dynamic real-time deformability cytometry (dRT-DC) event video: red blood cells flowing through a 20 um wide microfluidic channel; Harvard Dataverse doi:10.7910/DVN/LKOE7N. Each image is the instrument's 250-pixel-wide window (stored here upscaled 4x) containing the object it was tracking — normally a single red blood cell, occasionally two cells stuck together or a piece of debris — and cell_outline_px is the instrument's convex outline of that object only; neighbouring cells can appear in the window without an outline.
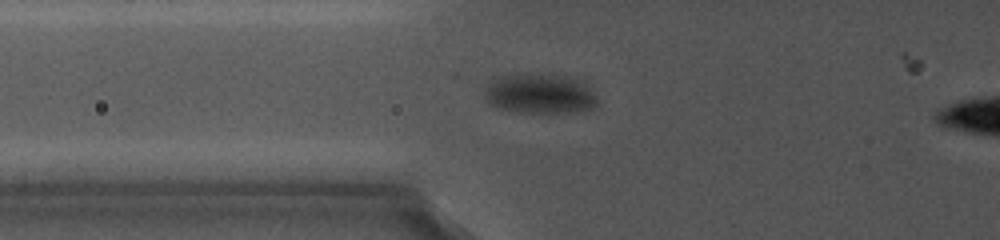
{"species": "common noctule bat (a hibernating species)", "species_latin": "Nyctalus noctula", "temperature_condition": "cold", "stored_images_in_passage": 8, "camera_frame_rate_fps": 5000, "um_per_image_px": 0.085, "animal": {"sex": "female", "body_mass_g": 19.0, "forearm_length_mm": 56.7}, "frame": {"image": 1, "passage_image": 6, "time_ms": 4.8, "image_size_px": [1000, 240], "cell_outline_px": [[596, 104], [592, 108], [576, 112], [520, 112], [500, 108], [488, 104], [484, 96], [484, 92], [492, 80], [500, 76], [516, 72], [528, 72], [576, 76], [584, 80], [596, 96]], "centroid_in_image_um": [45.9, 7.91], "position_along_channel_um": 79.9, "area_um2": 26.99}}